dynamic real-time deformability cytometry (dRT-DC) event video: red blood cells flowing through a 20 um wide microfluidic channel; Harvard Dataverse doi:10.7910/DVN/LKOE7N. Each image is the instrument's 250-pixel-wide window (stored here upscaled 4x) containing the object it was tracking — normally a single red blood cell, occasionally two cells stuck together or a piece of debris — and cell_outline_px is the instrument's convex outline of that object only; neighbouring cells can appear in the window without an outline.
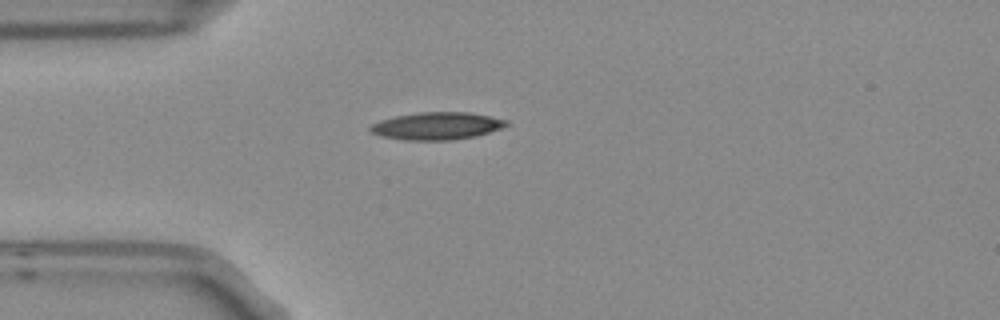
{"species": "Egyptian fruit bat (a non-hibernating species)", "species_latin": "Rousettus aegyptiacus", "temperature_condition": "room temperature", "stored_images_in_passage": 4, "camera_frame_rate_fps": 3000, "um_per_image_px": 0.085, "frame": {"image": 1, "passage_image": 4, "time_ms": 1.0, "image_size_px": [1000, 320], "cell_outline_px": [[508, 124], [500, 128], [476, 136], [452, 140], [408, 140], [384, 136], [372, 132], [368, 128], [372, 124], [380, 120], [396, 116], [416, 112], [468, 112], [508, 120]], "centroid_in_image_um": [37.13, 10.7], "position_along_channel_um": 47.9, "area_um2": 21.5}}